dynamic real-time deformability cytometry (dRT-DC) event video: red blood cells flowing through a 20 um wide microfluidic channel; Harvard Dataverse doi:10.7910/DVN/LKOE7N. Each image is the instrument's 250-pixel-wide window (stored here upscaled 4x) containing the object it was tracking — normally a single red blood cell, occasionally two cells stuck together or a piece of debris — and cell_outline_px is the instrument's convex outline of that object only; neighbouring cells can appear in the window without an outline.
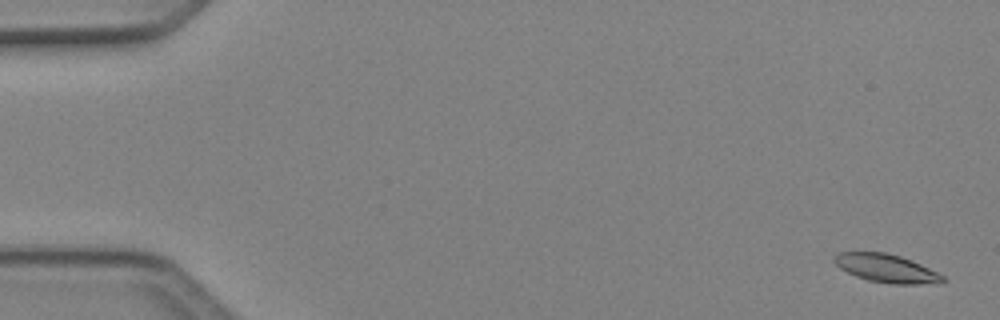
{"species": "Egyptian fruit bat (a non-hibernating species)", "species_latin": "Rousettus aegyptiacus", "temperature_condition": "cold", "stored_images_in_passage": 5, "camera_frame_rate_fps": 3000, "um_per_image_px": 0.085, "animal": {"sex": "female"}, "frame": {"image": 1, "passage_image": 1, "time_ms": 0.0, "image_size_px": [1000, 320], "cell_outline_px": [[948, 280], [940, 284], [892, 284], [868, 280], [856, 276], [840, 268], [832, 260], [832, 256], [836, 252], [884, 252], [900, 256], [920, 264], [944, 276]], "centroid_in_image_um": [75.34, 22.81], "position_along_channel_um": 9.7, "area_um2": 17.98}}
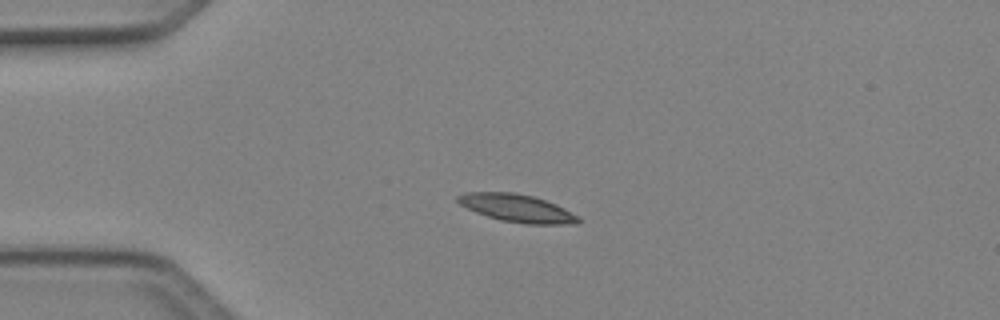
{"frame": {"image": 2, "passage_image": 4, "time_ms": 1.0, "image_size_px": [1000, 320], "cell_outline_px": [[580, 220], [576, 224], [528, 224], [500, 220], [476, 212], [460, 204], [456, 200], [456, 196], [464, 192], [516, 192], [532, 196], [556, 204], [564, 208], [576, 216]], "centroid_in_image_um": [43.91, 17.68], "position_along_channel_um": 41.1, "area_um2": 19.31}}